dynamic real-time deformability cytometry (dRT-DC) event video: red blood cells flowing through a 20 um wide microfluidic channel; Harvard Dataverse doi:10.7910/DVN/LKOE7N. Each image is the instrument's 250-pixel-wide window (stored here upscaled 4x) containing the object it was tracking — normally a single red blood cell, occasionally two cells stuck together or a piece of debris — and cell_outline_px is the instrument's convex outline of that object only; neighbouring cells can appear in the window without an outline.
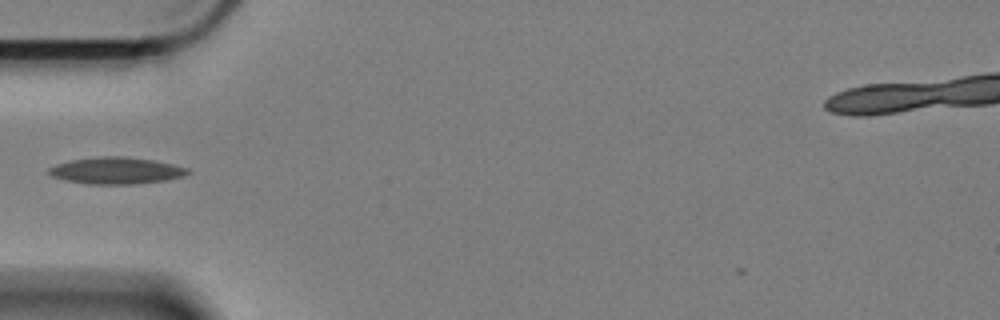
{"species": "Egyptian fruit bat (a non-hibernating species)", "species_latin": "Rousettus aegyptiacus", "temperature_condition": "cold", "stored_images_in_passage": 39, "camera_frame_rate_fps": 3000, "um_per_image_px": 0.085, "animal": {"sex": "female"}, "frame": {"image": 1, "passage_image": 2, "time_ms": 0.333, "image_size_px": [1000, 320], "cell_outline_px": [[192, 172], [180, 176], [164, 180], [132, 184], [88, 184], [64, 180], [52, 176], [48, 172], [48, 168], [56, 164], [72, 160], [100, 156], [124, 156], [152, 160], [172, 164], [188, 168]], "centroid_in_image_um": [9.84, 14.5], "position_along_channel_um": 75.2, "area_um2": 21.44}}
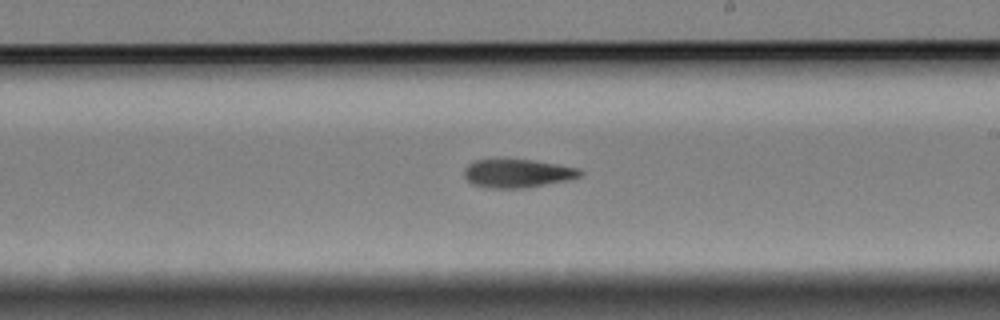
{"frame": {"image": 2, "passage_image": 17, "time_ms": 5.333, "image_size_px": [1000, 320], "cell_outline_px": [[584, 172], [580, 176], [572, 180], [524, 188], [488, 188], [472, 184], [464, 176], [464, 168], [472, 160], [532, 160], [580, 168]], "centroid_in_image_um": [44.01, 14.75], "position_along_channel_um": 245.0, "area_um2": 19.31}}
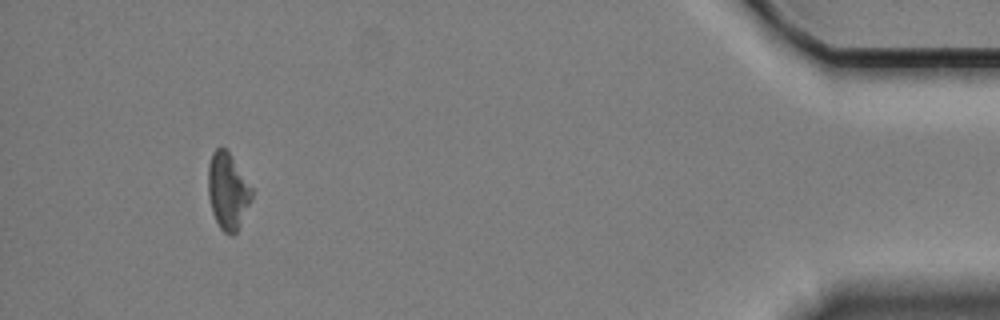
{"frame": {"image": 3, "passage_image": 38, "time_ms": 12.333, "image_size_px": [1000, 320], "cell_outline_px": [[252, 196], [240, 224], [236, 232], [232, 236], [228, 236], [220, 228], [212, 212], [208, 196], [208, 164], [212, 152], [216, 148], [224, 148], [228, 152], [252, 188]], "centroid_in_image_um": [19.33, 16.26], "position_along_channel_um": 415.9, "area_um2": 19.13}}